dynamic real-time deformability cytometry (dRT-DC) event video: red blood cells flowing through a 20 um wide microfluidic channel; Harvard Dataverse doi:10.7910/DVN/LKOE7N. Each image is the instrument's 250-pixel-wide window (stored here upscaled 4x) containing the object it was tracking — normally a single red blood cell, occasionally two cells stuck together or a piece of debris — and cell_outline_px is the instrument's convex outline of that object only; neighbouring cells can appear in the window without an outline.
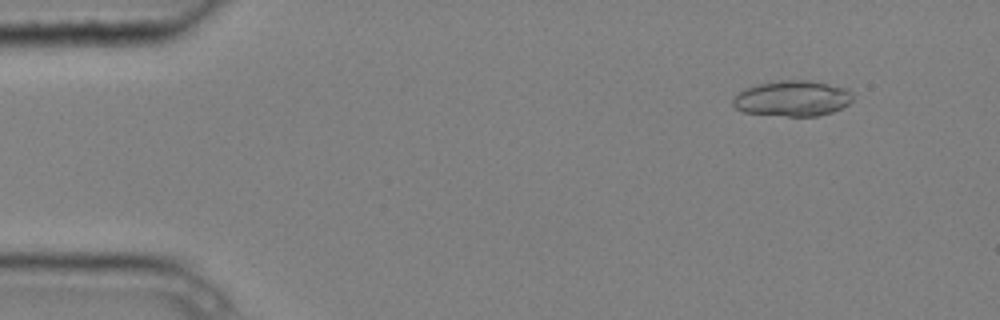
{"species": "common noctule bat (a hibernating species)", "species_latin": "Nyctalus noctula", "temperature_condition": "cold", "stored_images_in_passage": 6, "camera_frame_rate_fps": 3000, "um_per_image_px": 0.085, "animal": {"sex": "male", "body_mass_g": 20.4}, "frame": {"image": 1, "passage_image": 2, "time_ms": 0.333, "image_size_px": [1000, 320], "cell_outline_px": [[852, 100], [848, 104], [832, 112], [816, 116], [784, 116], [744, 112], [736, 108], [732, 104], [732, 100], [744, 88], [756, 84], [780, 80], [808, 80], [848, 88], [852, 92]], "centroid_in_image_um": [67.35, 8.36], "position_along_channel_um": 17.6, "area_um2": 24.91}}
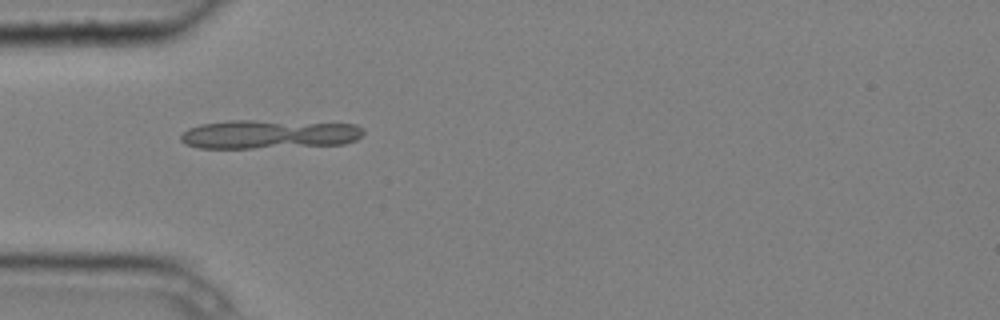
{"frame": {"image": 2, "passage_image": 5, "time_ms": 1.333, "image_size_px": [1000, 320], "cell_outline_px": [[364, 132], [356, 140], [344, 144], [252, 148], [200, 148], [184, 144], [180, 140], [180, 136], [188, 128], [200, 124], [228, 120], [252, 120], [356, 124], [364, 128]], "centroid_in_image_um": [22.85, 11.41], "position_along_channel_um": 62.2, "area_um2": 30.81}}